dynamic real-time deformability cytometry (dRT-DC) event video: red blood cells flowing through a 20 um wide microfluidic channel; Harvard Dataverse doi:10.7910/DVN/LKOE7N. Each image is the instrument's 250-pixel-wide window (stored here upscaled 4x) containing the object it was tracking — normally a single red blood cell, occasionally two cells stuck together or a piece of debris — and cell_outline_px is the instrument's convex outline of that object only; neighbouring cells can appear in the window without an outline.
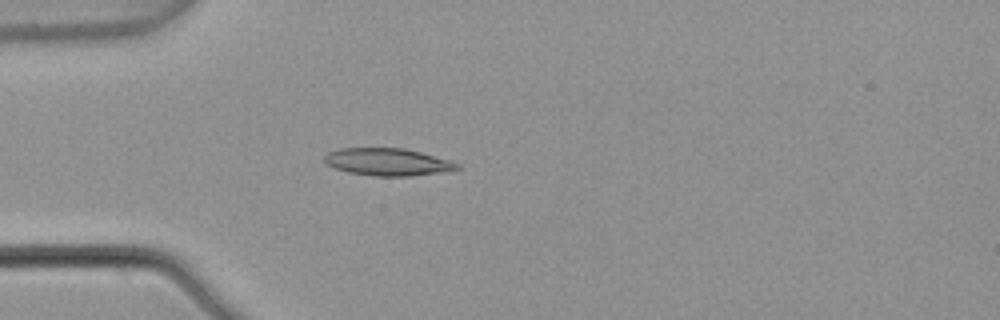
{"species": "common noctule bat (a hibernating species)", "species_latin": "Nyctalus noctula", "temperature_condition": "warm", "stored_images_in_passage": 4, "camera_frame_rate_fps": 3000, "um_per_image_px": 0.085, "animal": {"sex": "male", "body_mass_g": 21.5, "forearm_length_mm": 52.0}, "frame": {"image": 1, "passage_image": 4, "time_ms": 1.0, "image_size_px": [1000, 320], "cell_outline_px": [[460, 168], [452, 172], [408, 176], [376, 176], [348, 172], [324, 164], [324, 156], [328, 152], [340, 148], [404, 148], [452, 160], [460, 164]], "centroid_in_image_um": [33.01, 13.77], "position_along_channel_um": 52.0, "area_um2": 21.5}}